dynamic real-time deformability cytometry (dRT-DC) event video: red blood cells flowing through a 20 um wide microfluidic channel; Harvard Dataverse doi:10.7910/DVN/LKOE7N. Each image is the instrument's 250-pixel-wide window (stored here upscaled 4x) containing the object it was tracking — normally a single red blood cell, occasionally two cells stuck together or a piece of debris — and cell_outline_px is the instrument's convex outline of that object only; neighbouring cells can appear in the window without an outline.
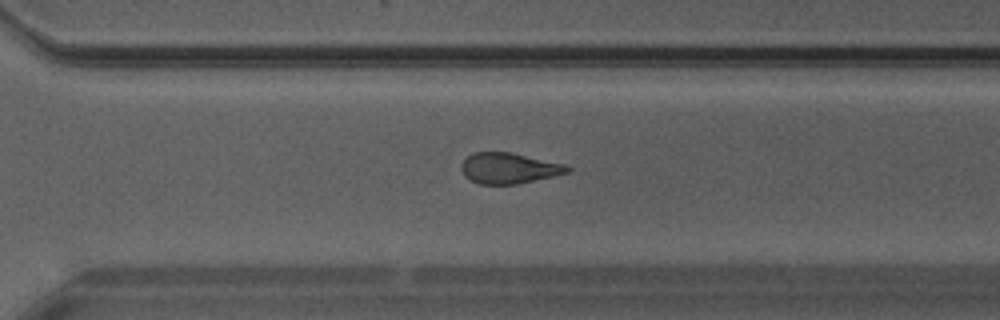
{"species": "Egyptian fruit bat (a non-hibernating species)", "species_latin": "Rousettus aegyptiacus", "temperature_condition": "warm", "stored_images_in_passage": 25, "camera_frame_rate_fps": 3000, "um_per_image_px": 0.085, "animal": {"sex": "male"}, "frame": {"image": 1, "passage_image": 22, "time_ms": 7.0, "image_size_px": [1000, 320], "cell_outline_px": [[572, 168], [568, 172], [552, 176], [516, 184], [480, 184], [468, 180], [464, 176], [460, 168], [460, 164], [472, 152], [512, 152], [568, 164]], "centroid_in_image_um": [43.25, 14.28], "position_along_channel_um": 327.4, "area_um2": 19.25}}